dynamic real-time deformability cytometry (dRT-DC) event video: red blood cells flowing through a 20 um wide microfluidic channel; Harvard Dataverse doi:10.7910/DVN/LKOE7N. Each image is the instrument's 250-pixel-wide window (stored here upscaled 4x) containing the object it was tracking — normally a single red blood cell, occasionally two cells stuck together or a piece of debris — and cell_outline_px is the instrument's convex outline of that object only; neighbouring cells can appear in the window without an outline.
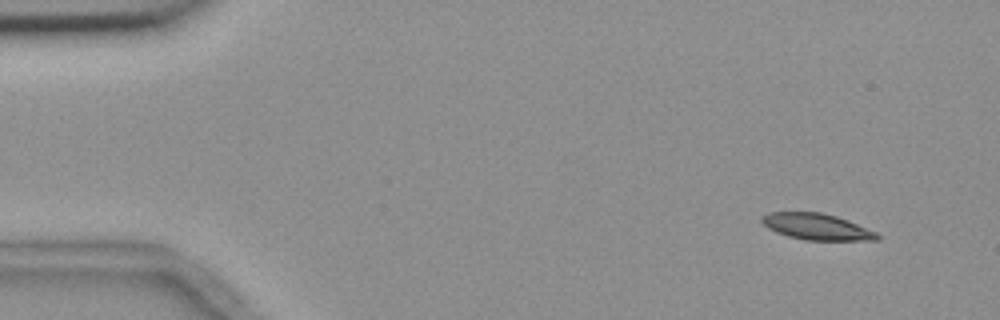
{"species": "common noctule bat (a hibernating species)", "species_latin": "Nyctalus noctula", "temperature_condition": "room temperature", "stored_images_in_passage": 53, "segment_of_instrument_passage": [1, 2], "camera_frame_rate_fps": 3000, "um_per_image_px": 0.085, "animal": {"sex": "female", "body_mass_g": 18.4}, "frame": {"image": 1, "passage_image": 1, "time_ms": 0.0, "image_size_px": [1000, 320], "cell_outline_px": [[880, 240], [804, 240], [788, 236], [776, 232], [768, 228], [760, 220], [760, 216], [768, 212], [820, 212], [836, 216], [848, 220], [876, 232], [880, 236]], "centroid_in_image_um": [69.4, 19.26], "position_along_channel_um": 15.6, "area_um2": 17.69}}
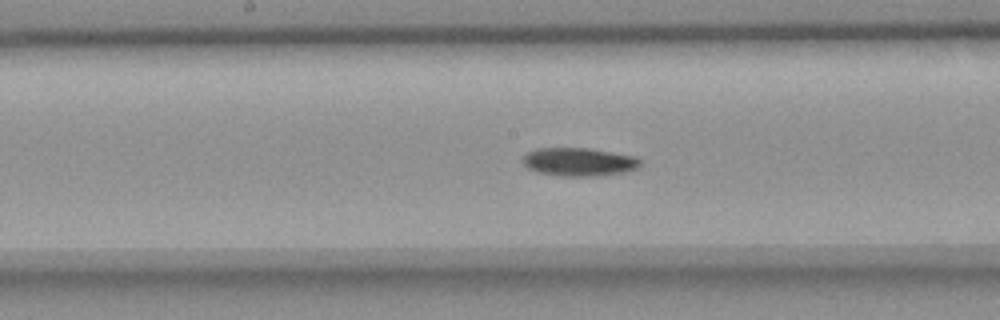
{"frame": {"image": 2, "passage_image": 25, "time_ms": 8.0, "image_size_px": [1000, 320], "cell_outline_px": [[640, 164], [636, 168], [628, 172], [604, 176], [560, 176], [536, 172], [528, 168], [524, 164], [524, 156], [528, 152], [536, 148], [588, 148], [636, 156], [640, 160]], "centroid_in_image_um": [49.24, 13.77], "position_along_channel_um": 199.0, "area_um2": 19.54}}
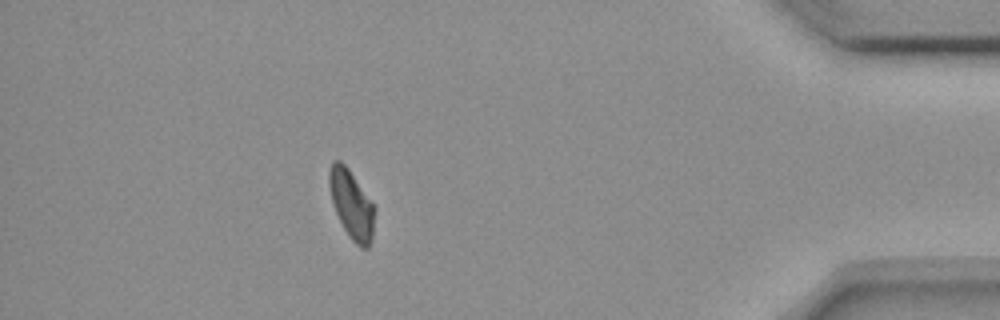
{"frame": {"image": 3, "passage_image": 46, "time_ms": 15.0, "image_size_px": [1000, 320], "cell_outline_px": [[376, 208], [372, 236], [368, 248], [360, 248], [352, 240], [344, 228], [332, 204], [328, 184], [328, 172], [332, 160], [340, 160], [348, 168]], "centroid_in_image_um": [29.87, 17.35], "position_along_channel_um": 405.3, "area_um2": 18.15}}